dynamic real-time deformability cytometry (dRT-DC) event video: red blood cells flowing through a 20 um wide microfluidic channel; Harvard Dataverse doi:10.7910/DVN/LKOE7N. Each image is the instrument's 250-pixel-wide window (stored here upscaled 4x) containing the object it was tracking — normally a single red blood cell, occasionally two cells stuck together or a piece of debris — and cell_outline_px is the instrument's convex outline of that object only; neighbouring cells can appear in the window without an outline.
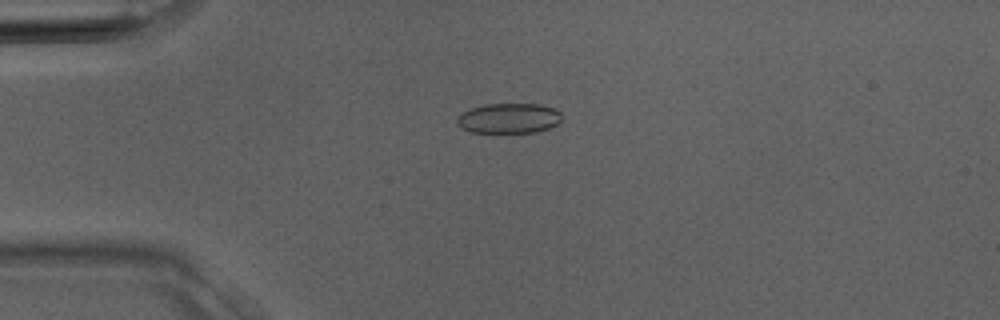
{"species": "Egyptian fruit bat (a non-hibernating species)", "species_latin": "Rousettus aegyptiacus", "temperature_condition": "room temperature", "stored_images_in_passage": 36, "camera_frame_rate_fps": 3000, "um_per_image_px": 0.085, "animal": {"sex": "male"}, "frame": {"image": 1, "passage_image": 8, "time_ms": 2.333, "image_size_px": [1000, 320], "cell_outline_px": [[560, 120], [556, 124], [548, 128], [536, 132], [472, 132], [456, 124], [456, 120], [460, 112], [468, 108], [484, 104], [540, 104], [552, 108], [560, 112]], "centroid_in_image_um": [43.19, 10.04], "position_along_channel_um": 41.8, "area_um2": 18.32}}
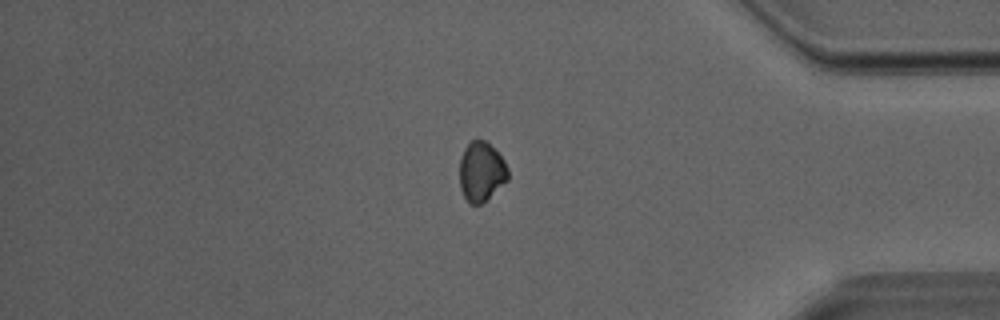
{"frame": {"image": 2, "passage_image": 30, "time_ms": 9.667, "image_size_px": [1000, 320], "cell_outline_px": [[508, 180], [480, 204], [468, 204], [460, 188], [460, 160], [464, 148], [476, 136], [484, 140], [504, 160], [508, 168]], "centroid_in_image_um": [40.89, 14.57], "position_along_channel_um": 394.3, "area_um2": 16.7}}
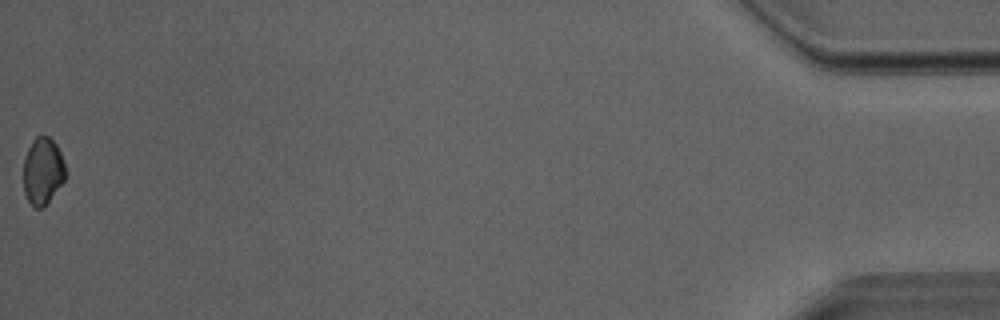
{"frame": {"image": 3, "passage_image": 36, "time_ms": 11.667, "image_size_px": [1000, 320], "cell_outline_px": [[68, 172], [64, 180], [48, 200], [40, 208], [32, 208], [24, 192], [24, 160], [28, 148], [32, 140], [36, 136], [48, 136], [56, 144], [60, 152]], "centroid_in_image_um": [3.64, 14.52], "position_along_channel_um": 431.6, "area_um2": 16.3}}